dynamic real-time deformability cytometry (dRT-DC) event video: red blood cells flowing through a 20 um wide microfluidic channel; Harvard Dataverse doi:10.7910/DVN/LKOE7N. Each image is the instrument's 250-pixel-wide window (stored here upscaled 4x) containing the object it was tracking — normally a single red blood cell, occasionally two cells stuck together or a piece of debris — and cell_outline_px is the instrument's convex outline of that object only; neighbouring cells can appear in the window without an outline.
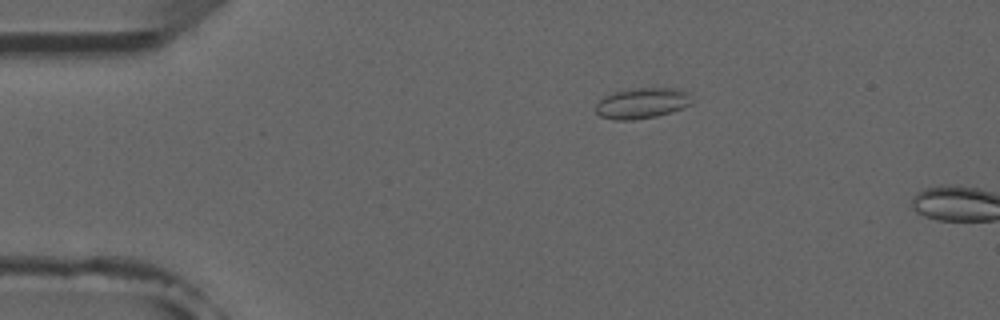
{"species": "common noctule bat (a hibernating species)", "species_latin": "Nyctalus noctula", "temperature_condition": "room temperature", "stored_images_in_passage": 3, "camera_frame_rate_fps": 3000, "um_per_image_px": 0.085, "animal": {"sex": "male", "forearm_length_mm": 52.5}, "frame": {"image": 1, "passage_image": 2, "time_ms": 1.333, "image_size_px": [1000, 320], "cell_outline_px": [[692, 104], [684, 108], [672, 112], [656, 116], [632, 120], [616, 120], [600, 116], [596, 112], [596, 104], [604, 96], [612, 92], [632, 88], [680, 88], [688, 92], [692, 100]], "centroid_in_image_um": [54.6, 8.76], "position_along_channel_um": 30.4, "area_um2": 17.4}}